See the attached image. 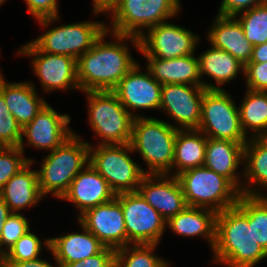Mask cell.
Segmentation results:
<instances>
[{
	"label": "cell",
	"mask_w": 267,
	"mask_h": 267,
	"mask_svg": "<svg viewBox=\"0 0 267 267\" xmlns=\"http://www.w3.org/2000/svg\"><path fill=\"white\" fill-rule=\"evenodd\" d=\"M107 34L110 31L103 32L92 48L77 60V80L80 90L84 92L112 91L137 64L123 41L129 39L140 50L139 38L111 32L116 41L107 42L104 40Z\"/></svg>",
	"instance_id": "1"
},
{
	"label": "cell",
	"mask_w": 267,
	"mask_h": 267,
	"mask_svg": "<svg viewBox=\"0 0 267 267\" xmlns=\"http://www.w3.org/2000/svg\"><path fill=\"white\" fill-rule=\"evenodd\" d=\"M213 263L227 267H253L267 257L254 239L253 224L238 206L225 209L216 216V241Z\"/></svg>",
	"instance_id": "2"
},
{
	"label": "cell",
	"mask_w": 267,
	"mask_h": 267,
	"mask_svg": "<svg viewBox=\"0 0 267 267\" xmlns=\"http://www.w3.org/2000/svg\"><path fill=\"white\" fill-rule=\"evenodd\" d=\"M89 142L74 133L62 145L43 159L37 170L39 189L43 197L51 193L62 199L78 173L89 164Z\"/></svg>",
	"instance_id": "3"
},
{
	"label": "cell",
	"mask_w": 267,
	"mask_h": 267,
	"mask_svg": "<svg viewBox=\"0 0 267 267\" xmlns=\"http://www.w3.org/2000/svg\"><path fill=\"white\" fill-rule=\"evenodd\" d=\"M178 128L152 117H135L132 125V150L138 152L149 167L146 174H168L172 170Z\"/></svg>",
	"instance_id": "4"
},
{
	"label": "cell",
	"mask_w": 267,
	"mask_h": 267,
	"mask_svg": "<svg viewBox=\"0 0 267 267\" xmlns=\"http://www.w3.org/2000/svg\"><path fill=\"white\" fill-rule=\"evenodd\" d=\"M177 178L190 207L219 213L236 206L241 195V191L228 178L204 166L187 169Z\"/></svg>",
	"instance_id": "5"
},
{
	"label": "cell",
	"mask_w": 267,
	"mask_h": 267,
	"mask_svg": "<svg viewBox=\"0 0 267 267\" xmlns=\"http://www.w3.org/2000/svg\"><path fill=\"white\" fill-rule=\"evenodd\" d=\"M89 145V164L107 181L115 194L138 190L146 171L128 154L133 151L130 143Z\"/></svg>",
	"instance_id": "6"
},
{
	"label": "cell",
	"mask_w": 267,
	"mask_h": 267,
	"mask_svg": "<svg viewBox=\"0 0 267 267\" xmlns=\"http://www.w3.org/2000/svg\"><path fill=\"white\" fill-rule=\"evenodd\" d=\"M181 6L180 0H120L110 11L112 27L106 29L140 38L144 28L150 29L173 18Z\"/></svg>",
	"instance_id": "7"
},
{
	"label": "cell",
	"mask_w": 267,
	"mask_h": 267,
	"mask_svg": "<svg viewBox=\"0 0 267 267\" xmlns=\"http://www.w3.org/2000/svg\"><path fill=\"white\" fill-rule=\"evenodd\" d=\"M89 125L100 144H128L134 117L112 91H87Z\"/></svg>",
	"instance_id": "8"
},
{
	"label": "cell",
	"mask_w": 267,
	"mask_h": 267,
	"mask_svg": "<svg viewBox=\"0 0 267 267\" xmlns=\"http://www.w3.org/2000/svg\"><path fill=\"white\" fill-rule=\"evenodd\" d=\"M199 131L209 138L231 140L246 144L234 99L224 89L206 90L201 104Z\"/></svg>",
	"instance_id": "9"
},
{
	"label": "cell",
	"mask_w": 267,
	"mask_h": 267,
	"mask_svg": "<svg viewBox=\"0 0 267 267\" xmlns=\"http://www.w3.org/2000/svg\"><path fill=\"white\" fill-rule=\"evenodd\" d=\"M121 203L126 227V246L129 244L159 245L166 220L138 192L115 196Z\"/></svg>",
	"instance_id": "10"
},
{
	"label": "cell",
	"mask_w": 267,
	"mask_h": 267,
	"mask_svg": "<svg viewBox=\"0 0 267 267\" xmlns=\"http://www.w3.org/2000/svg\"><path fill=\"white\" fill-rule=\"evenodd\" d=\"M103 22L87 21L65 24L46 31L32 43L43 52L78 58L92 48L95 41L105 32Z\"/></svg>",
	"instance_id": "11"
},
{
	"label": "cell",
	"mask_w": 267,
	"mask_h": 267,
	"mask_svg": "<svg viewBox=\"0 0 267 267\" xmlns=\"http://www.w3.org/2000/svg\"><path fill=\"white\" fill-rule=\"evenodd\" d=\"M18 55L33 56L32 66L44 91L78 89L77 60L71 56L40 51L32 42L23 45ZM35 56V57H34Z\"/></svg>",
	"instance_id": "12"
},
{
	"label": "cell",
	"mask_w": 267,
	"mask_h": 267,
	"mask_svg": "<svg viewBox=\"0 0 267 267\" xmlns=\"http://www.w3.org/2000/svg\"><path fill=\"white\" fill-rule=\"evenodd\" d=\"M199 40L190 30L166 21L142 34L139 51L144 57L172 59L194 54Z\"/></svg>",
	"instance_id": "13"
},
{
	"label": "cell",
	"mask_w": 267,
	"mask_h": 267,
	"mask_svg": "<svg viewBox=\"0 0 267 267\" xmlns=\"http://www.w3.org/2000/svg\"><path fill=\"white\" fill-rule=\"evenodd\" d=\"M205 91L202 85L164 84L161 88L160 109L179 124V130L198 129Z\"/></svg>",
	"instance_id": "14"
},
{
	"label": "cell",
	"mask_w": 267,
	"mask_h": 267,
	"mask_svg": "<svg viewBox=\"0 0 267 267\" xmlns=\"http://www.w3.org/2000/svg\"><path fill=\"white\" fill-rule=\"evenodd\" d=\"M70 120L69 114L60 115L47 103L32 121L22 128L20 149L25 152V136L28 145L40 150L53 151L74 134L68 127Z\"/></svg>",
	"instance_id": "15"
},
{
	"label": "cell",
	"mask_w": 267,
	"mask_h": 267,
	"mask_svg": "<svg viewBox=\"0 0 267 267\" xmlns=\"http://www.w3.org/2000/svg\"><path fill=\"white\" fill-rule=\"evenodd\" d=\"M78 223L88 229L105 247L126 246V227L121 203L115 197L79 215Z\"/></svg>",
	"instance_id": "16"
},
{
	"label": "cell",
	"mask_w": 267,
	"mask_h": 267,
	"mask_svg": "<svg viewBox=\"0 0 267 267\" xmlns=\"http://www.w3.org/2000/svg\"><path fill=\"white\" fill-rule=\"evenodd\" d=\"M139 65L137 63L112 90L134 118L139 117L134 114V110L160 109L161 104L162 84L157 82L148 70L141 73Z\"/></svg>",
	"instance_id": "17"
},
{
	"label": "cell",
	"mask_w": 267,
	"mask_h": 267,
	"mask_svg": "<svg viewBox=\"0 0 267 267\" xmlns=\"http://www.w3.org/2000/svg\"><path fill=\"white\" fill-rule=\"evenodd\" d=\"M168 174H146L138 192L166 222L188 207L182 186L177 176Z\"/></svg>",
	"instance_id": "18"
},
{
	"label": "cell",
	"mask_w": 267,
	"mask_h": 267,
	"mask_svg": "<svg viewBox=\"0 0 267 267\" xmlns=\"http://www.w3.org/2000/svg\"><path fill=\"white\" fill-rule=\"evenodd\" d=\"M147 70L160 84L202 85L206 90H222V88L202 81L200 77L199 58L194 54L172 59L146 57Z\"/></svg>",
	"instance_id": "19"
},
{
	"label": "cell",
	"mask_w": 267,
	"mask_h": 267,
	"mask_svg": "<svg viewBox=\"0 0 267 267\" xmlns=\"http://www.w3.org/2000/svg\"><path fill=\"white\" fill-rule=\"evenodd\" d=\"M115 196L107 181L88 164L73 179L62 199L75 204L82 215L91 208L111 201Z\"/></svg>",
	"instance_id": "20"
},
{
	"label": "cell",
	"mask_w": 267,
	"mask_h": 267,
	"mask_svg": "<svg viewBox=\"0 0 267 267\" xmlns=\"http://www.w3.org/2000/svg\"><path fill=\"white\" fill-rule=\"evenodd\" d=\"M83 233H67L64 236L47 238L46 249L51 251L54 260L65 267L68 263L81 261L100 253L105 246L84 226Z\"/></svg>",
	"instance_id": "21"
},
{
	"label": "cell",
	"mask_w": 267,
	"mask_h": 267,
	"mask_svg": "<svg viewBox=\"0 0 267 267\" xmlns=\"http://www.w3.org/2000/svg\"><path fill=\"white\" fill-rule=\"evenodd\" d=\"M207 34L211 46L227 51L244 66L250 62L253 45L246 39L242 26L234 16L217 14Z\"/></svg>",
	"instance_id": "22"
},
{
	"label": "cell",
	"mask_w": 267,
	"mask_h": 267,
	"mask_svg": "<svg viewBox=\"0 0 267 267\" xmlns=\"http://www.w3.org/2000/svg\"><path fill=\"white\" fill-rule=\"evenodd\" d=\"M244 160V144L207 137L204 167L228 178L240 191L242 183L236 173Z\"/></svg>",
	"instance_id": "23"
},
{
	"label": "cell",
	"mask_w": 267,
	"mask_h": 267,
	"mask_svg": "<svg viewBox=\"0 0 267 267\" xmlns=\"http://www.w3.org/2000/svg\"><path fill=\"white\" fill-rule=\"evenodd\" d=\"M36 92L31 82L11 83L6 82L3 76L0 77V93L21 128L30 123L47 104Z\"/></svg>",
	"instance_id": "24"
},
{
	"label": "cell",
	"mask_w": 267,
	"mask_h": 267,
	"mask_svg": "<svg viewBox=\"0 0 267 267\" xmlns=\"http://www.w3.org/2000/svg\"><path fill=\"white\" fill-rule=\"evenodd\" d=\"M33 163L32 159L0 191V197L12 213L35 206L43 197L39 189L37 170L30 169Z\"/></svg>",
	"instance_id": "25"
},
{
	"label": "cell",
	"mask_w": 267,
	"mask_h": 267,
	"mask_svg": "<svg viewBox=\"0 0 267 267\" xmlns=\"http://www.w3.org/2000/svg\"><path fill=\"white\" fill-rule=\"evenodd\" d=\"M216 216L217 213L213 210L188 206L171 217L166 225L181 236L205 237L213 250L216 241Z\"/></svg>",
	"instance_id": "26"
},
{
	"label": "cell",
	"mask_w": 267,
	"mask_h": 267,
	"mask_svg": "<svg viewBox=\"0 0 267 267\" xmlns=\"http://www.w3.org/2000/svg\"><path fill=\"white\" fill-rule=\"evenodd\" d=\"M244 145V169L243 176L248 186H242L241 194L257 197H267L265 193L257 191L256 185L267 188V137H250ZM248 180V181H247ZM252 187L254 189H252ZM254 190V191H253Z\"/></svg>",
	"instance_id": "27"
},
{
	"label": "cell",
	"mask_w": 267,
	"mask_h": 267,
	"mask_svg": "<svg viewBox=\"0 0 267 267\" xmlns=\"http://www.w3.org/2000/svg\"><path fill=\"white\" fill-rule=\"evenodd\" d=\"M207 136L197 129L179 130L176 134L174 145L173 168L174 176L181 172L201 167L205 161Z\"/></svg>",
	"instance_id": "28"
},
{
	"label": "cell",
	"mask_w": 267,
	"mask_h": 267,
	"mask_svg": "<svg viewBox=\"0 0 267 267\" xmlns=\"http://www.w3.org/2000/svg\"><path fill=\"white\" fill-rule=\"evenodd\" d=\"M199 58L200 77L205 74L213 78L217 85L234 80L240 70L244 74L245 66L227 51L215 47L209 48Z\"/></svg>",
	"instance_id": "29"
},
{
	"label": "cell",
	"mask_w": 267,
	"mask_h": 267,
	"mask_svg": "<svg viewBox=\"0 0 267 267\" xmlns=\"http://www.w3.org/2000/svg\"><path fill=\"white\" fill-rule=\"evenodd\" d=\"M241 128L248 137H267V92L247 89L242 104L238 107ZM248 130V131H247Z\"/></svg>",
	"instance_id": "30"
},
{
	"label": "cell",
	"mask_w": 267,
	"mask_h": 267,
	"mask_svg": "<svg viewBox=\"0 0 267 267\" xmlns=\"http://www.w3.org/2000/svg\"><path fill=\"white\" fill-rule=\"evenodd\" d=\"M237 205L248 215L254 239L267 253V197L241 194Z\"/></svg>",
	"instance_id": "31"
},
{
	"label": "cell",
	"mask_w": 267,
	"mask_h": 267,
	"mask_svg": "<svg viewBox=\"0 0 267 267\" xmlns=\"http://www.w3.org/2000/svg\"><path fill=\"white\" fill-rule=\"evenodd\" d=\"M157 246L156 244H131V246L118 248L115 267H168L167 261L152 254Z\"/></svg>",
	"instance_id": "32"
},
{
	"label": "cell",
	"mask_w": 267,
	"mask_h": 267,
	"mask_svg": "<svg viewBox=\"0 0 267 267\" xmlns=\"http://www.w3.org/2000/svg\"><path fill=\"white\" fill-rule=\"evenodd\" d=\"M234 16L243 28L246 39L253 46L267 42V1Z\"/></svg>",
	"instance_id": "33"
},
{
	"label": "cell",
	"mask_w": 267,
	"mask_h": 267,
	"mask_svg": "<svg viewBox=\"0 0 267 267\" xmlns=\"http://www.w3.org/2000/svg\"><path fill=\"white\" fill-rule=\"evenodd\" d=\"M40 238L28 231L0 258V262H22L34 260L42 250Z\"/></svg>",
	"instance_id": "34"
},
{
	"label": "cell",
	"mask_w": 267,
	"mask_h": 267,
	"mask_svg": "<svg viewBox=\"0 0 267 267\" xmlns=\"http://www.w3.org/2000/svg\"><path fill=\"white\" fill-rule=\"evenodd\" d=\"M20 147H3L0 151V191L32 159L24 158Z\"/></svg>",
	"instance_id": "35"
},
{
	"label": "cell",
	"mask_w": 267,
	"mask_h": 267,
	"mask_svg": "<svg viewBox=\"0 0 267 267\" xmlns=\"http://www.w3.org/2000/svg\"><path fill=\"white\" fill-rule=\"evenodd\" d=\"M22 141V128L9 112L3 95L0 93V143L4 147H19Z\"/></svg>",
	"instance_id": "36"
},
{
	"label": "cell",
	"mask_w": 267,
	"mask_h": 267,
	"mask_svg": "<svg viewBox=\"0 0 267 267\" xmlns=\"http://www.w3.org/2000/svg\"><path fill=\"white\" fill-rule=\"evenodd\" d=\"M29 221L20 213H11L1 226L2 236L0 244V258L28 231ZM5 245L6 250L2 247Z\"/></svg>",
	"instance_id": "37"
},
{
	"label": "cell",
	"mask_w": 267,
	"mask_h": 267,
	"mask_svg": "<svg viewBox=\"0 0 267 267\" xmlns=\"http://www.w3.org/2000/svg\"><path fill=\"white\" fill-rule=\"evenodd\" d=\"M28 12L32 14L42 27L50 25L51 22L58 21L57 0H25Z\"/></svg>",
	"instance_id": "38"
},
{
	"label": "cell",
	"mask_w": 267,
	"mask_h": 267,
	"mask_svg": "<svg viewBox=\"0 0 267 267\" xmlns=\"http://www.w3.org/2000/svg\"><path fill=\"white\" fill-rule=\"evenodd\" d=\"M247 89L267 92V61L247 63L244 69Z\"/></svg>",
	"instance_id": "39"
},
{
	"label": "cell",
	"mask_w": 267,
	"mask_h": 267,
	"mask_svg": "<svg viewBox=\"0 0 267 267\" xmlns=\"http://www.w3.org/2000/svg\"><path fill=\"white\" fill-rule=\"evenodd\" d=\"M116 250L105 247L100 253L81 261L68 263L65 267H115Z\"/></svg>",
	"instance_id": "40"
},
{
	"label": "cell",
	"mask_w": 267,
	"mask_h": 267,
	"mask_svg": "<svg viewBox=\"0 0 267 267\" xmlns=\"http://www.w3.org/2000/svg\"><path fill=\"white\" fill-rule=\"evenodd\" d=\"M264 2L266 0H223L217 14L222 16H237V14Z\"/></svg>",
	"instance_id": "41"
},
{
	"label": "cell",
	"mask_w": 267,
	"mask_h": 267,
	"mask_svg": "<svg viewBox=\"0 0 267 267\" xmlns=\"http://www.w3.org/2000/svg\"><path fill=\"white\" fill-rule=\"evenodd\" d=\"M56 267H61L58 262H56ZM0 267H55L44 259L37 258L34 260L22 261V262H0Z\"/></svg>",
	"instance_id": "42"
},
{
	"label": "cell",
	"mask_w": 267,
	"mask_h": 267,
	"mask_svg": "<svg viewBox=\"0 0 267 267\" xmlns=\"http://www.w3.org/2000/svg\"><path fill=\"white\" fill-rule=\"evenodd\" d=\"M120 0H93V12L96 14L102 13H110V11L114 8V6Z\"/></svg>",
	"instance_id": "43"
},
{
	"label": "cell",
	"mask_w": 267,
	"mask_h": 267,
	"mask_svg": "<svg viewBox=\"0 0 267 267\" xmlns=\"http://www.w3.org/2000/svg\"><path fill=\"white\" fill-rule=\"evenodd\" d=\"M267 61V42L253 46L252 57L248 63H262Z\"/></svg>",
	"instance_id": "44"
},
{
	"label": "cell",
	"mask_w": 267,
	"mask_h": 267,
	"mask_svg": "<svg viewBox=\"0 0 267 267\" xmlns=\"http://www.w3.org/2000/svg\"><path fill=\"white\" fill-rule=\"evenodd\" d=\"M11 210L5 201L0 197V225L2 226L6 219L10 216Z\"/></svg>",
	"instance_id": "45"
},
{
	"label": "cell",
	"mask_w": 267,
	"mask_h": 267,
	"mask_svg": "<svg viewBox=\"0 0 267 267\" xmlns=\"http://www.w3.org/2000/svg\"><path fill=\"white\" fill-rule=\"evenodd\" d=\"M1 236H2V231H1V225H0V244H1Z\"/></svg>",
	"instance_id": "46"
},
{
	"label": "cell",
	"mask_w": 267,
	"mask_h": 267,
	"mask_svg": "<svg viewBox=\"0 0 267 267\" xmlns=\"http://www.w3.org/2000/svg\"><path fill=\"white\" fill-rule=\"evenodd\" d=\"M4 145L0 143V151L3 149Z\"/></svg>",
	"instance_id": "47"
},
{
	"label": "cell",
	"mask_w": 267,
	"mask_h": 267,
	"mask_svg": "<svg viewBox=\"0 0 267 267\" xmlns=\"http://www.w3.org/2000/svg\"><path fill=\"white\" fill-rule=\"evenodd\" d=\"M6 0H0V5L3 4Z\"/></svg>",
	"instance_id": "48"
}]
</instances>
